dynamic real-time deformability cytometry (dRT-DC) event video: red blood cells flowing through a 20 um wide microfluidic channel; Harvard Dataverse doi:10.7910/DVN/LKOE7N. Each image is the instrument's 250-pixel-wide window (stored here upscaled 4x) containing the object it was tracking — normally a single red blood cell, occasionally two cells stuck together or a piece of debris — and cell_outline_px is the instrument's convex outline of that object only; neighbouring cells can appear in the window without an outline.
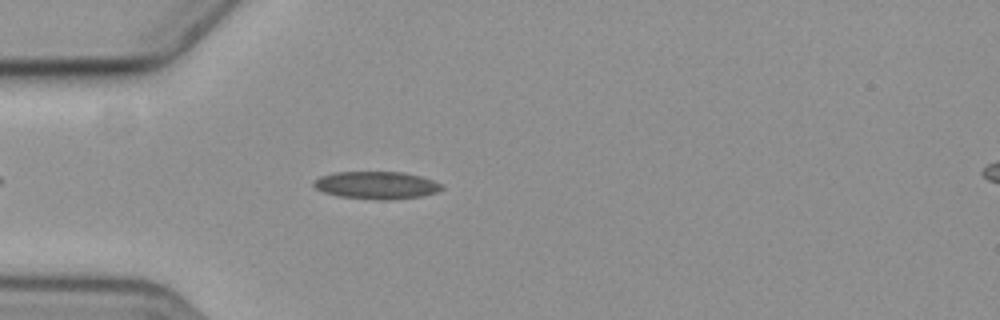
{"species": "common noctule bat (a hibernating species)", "species_latin": "Nyctalus noctula", "temperature_condition": "cold", "stored_images_in_passage": 3, "camera_frame_rate_fps": 3000, "um_per_image_px": 0.085, "animal": {"sex": "female", "body_mass_g": 19.3, "forearm_length_mm": 54.1}, "frame": {"image": 1, "passage_image": 3, "time_ms": 2.333, "image_size_px": [1000, 320], "cell_outline_px": [[444, 188], [436, 192], [420, 196], [388, 200], [376, 200], [336, 196], [324, 192], [316, 188], [312, 184], [320, 176], [336, 172], [400, 172], [420, 176], [432, 180], [440, 184]], "centroid_in_image_um": [31.97, 15.75], "position_along_channel_um": 53.0, "area_um2": 20.4}}